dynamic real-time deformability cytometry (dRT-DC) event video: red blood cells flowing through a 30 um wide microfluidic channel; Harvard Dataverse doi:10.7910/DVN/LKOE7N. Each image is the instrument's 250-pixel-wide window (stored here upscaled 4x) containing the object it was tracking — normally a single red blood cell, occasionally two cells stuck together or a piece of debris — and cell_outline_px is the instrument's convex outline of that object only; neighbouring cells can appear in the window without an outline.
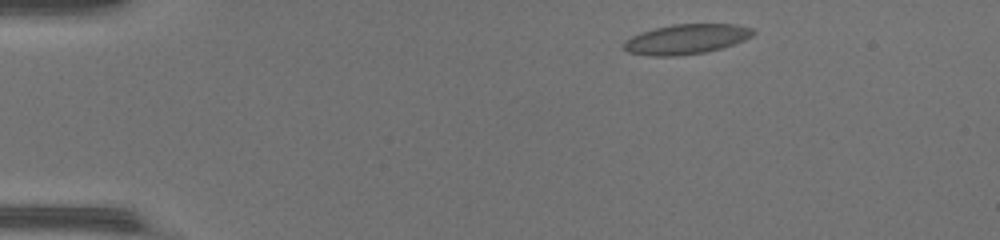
{"species": "common noctule bat (a hibernating species)", "species_latin": "Nyctalus noctula", "temperature_condition": "warm", "stored_images_in_passage": 44, "camera_frame_rate_fps": 3000, "um_per_image_px": 0.085, "animal": {"sex": "female", "body_mass_g": 17.0, "forearm_length_mm": 48.0}, "frame": {"image": 1, "passage_image": 3, "time_ms": 0.667, "image_size_px": [1000, 240], "cell_outline_px": [[756, 32], [752, 36], [744, 40], [720, 48], [704, 52], [672, 56], [652, 56], [628, 52], [624, 48], [624, 44], [632, 36], [656, 28], [672, 24], [736, 24], [752, 28]], "centroid_in_image_um": [58.37, 3.32], "position_along_channel_um": 26.6, "area_um2": 22.14}}
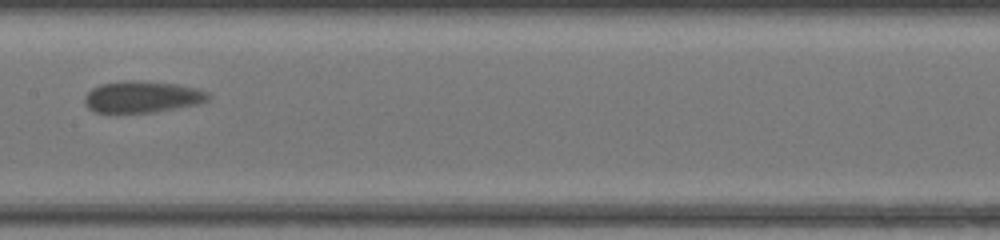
{"frame": {"image": 2, "passage_image": 21, "time_ms": 6.667, "image_size_px": [1000, 240], "cell_outline_px": [[212, 96], [208, 100], [196, 104], [152, 112], [96, 112], [88, 108], [84, 104], [84, 96], [92, 88], [100, 84], [176, 84], [196, 88], [208, 92]], "centroid_in_image_um": [12.1, 8.29], "position_along_channel_um": 195.3, "area_um2": 21.39}}
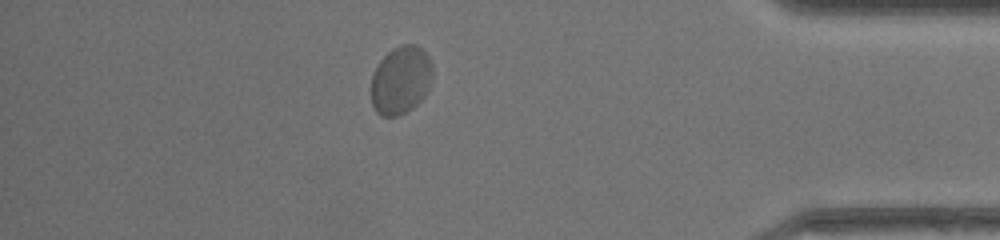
{"frame": {"image": 3, "passage_image": 38, "time_ms": 12.333, "image_size_px": [1000, 240], "cell_outline_px": [[432, 76], [428, 88], [424, 96], [412, 108], [396, 116], [380, 116], [376, 112], [372, 104], [372, 76], [380, 60], [392, 48], [400, 44], [416, 44], [428, 56], [432, 64]], "centroid_in_image_um": [34.06, 6.79], "position_along_channel_um": 401.1, "area_um2": 24.22}, "authors_computed_cell_mechanics": {"area_um2": 22.3108, "velocity_mm_per_s": 4.2566, "shape_relaxation_time_tau1_ms": 6.123, "shape_relaxation_time_tau2_ms": 0.765, "deformation_change_tau1": 0.0957, "deformation_change_tau2": 0.0412}}